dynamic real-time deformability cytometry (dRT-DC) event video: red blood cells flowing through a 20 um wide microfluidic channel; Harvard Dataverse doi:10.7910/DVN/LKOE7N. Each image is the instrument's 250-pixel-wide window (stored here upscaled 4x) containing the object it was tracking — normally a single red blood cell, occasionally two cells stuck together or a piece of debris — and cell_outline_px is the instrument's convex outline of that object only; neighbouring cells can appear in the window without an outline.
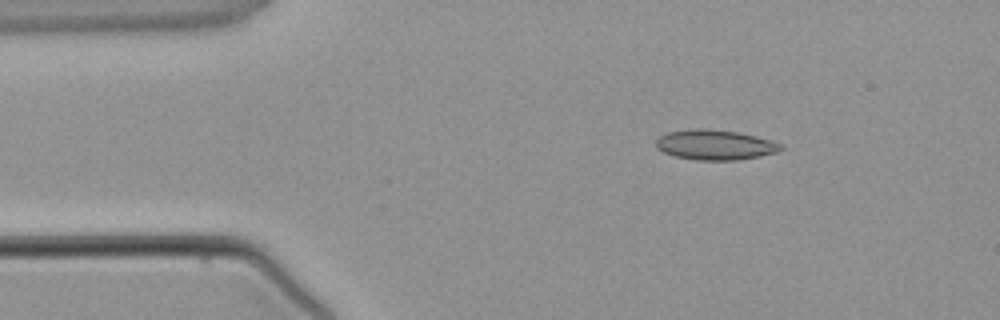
{"species": "common noctule bat (a hibernating species)", "species_latin": "Nyctalus noctula", "temperature_condition": "warm", "stored_images_in_passage": 3, "camera_frame_rate_fps": 3000, "um_per_image_px": 0.085, "animal": {"sex": "male", "body_mass_g": 21.5, "forearm_length_mm": 52.0}, "frame": {"image": 1, "passage_image": 2, "time_ms": 1.333, "image_size_px": [1000, 320], "cell_outline_px": [[784, 148], [776, 152], [760, 156], [736, 160], [696, 160], [676, 156], [664, 152], [656, 148], [656, 140], [660, 136], [668, 132], [696, 128], [736, 132], [756, 136], [784, 144]], "centroid_in_image_um": [60.8, 12.32], "position_along_channel_um": 24.2, "area_um2": 21.68}}